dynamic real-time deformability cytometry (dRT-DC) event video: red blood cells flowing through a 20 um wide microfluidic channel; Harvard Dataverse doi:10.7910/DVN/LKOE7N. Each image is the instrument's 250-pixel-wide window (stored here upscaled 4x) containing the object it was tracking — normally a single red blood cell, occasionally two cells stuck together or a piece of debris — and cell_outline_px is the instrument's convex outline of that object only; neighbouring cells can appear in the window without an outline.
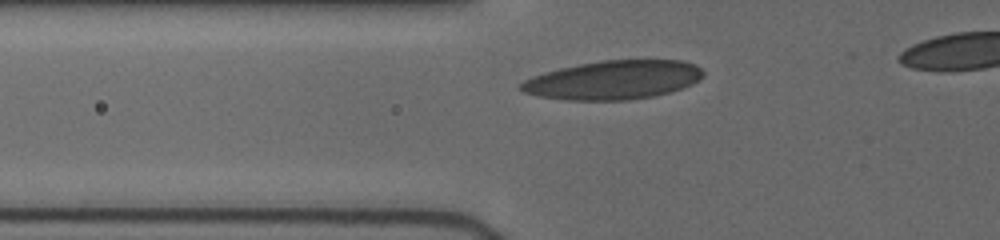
{"species": "human", "species_latin": "Homo sapiens", "temperature_condition": "cold", "stored_images_in_passage": 8, "camera_frame_rate_fps": 3000, "um_per_image_px": 0.085, "donor": {"sex": "female"}, "frame": {"image": 1, "passage_image": 5, "time_ms": 2.333, "image_size_px": [1000, 240], "cell_outline_px": [[704, 76], [700, 80], [692, 84], [656, 96], [624, 100], [568, 100], [540, 96], [524, 92], [520, 88], [520, 84], [524, 80], [532, 76], [544, 72], [560, 68], [600, 60], [684, 60], [696, 64], [704, 72]], "centroid_in_image_um": [52.17, 6.79], "position_along_channel_um": 73.6, "area_um2": 41.21}}
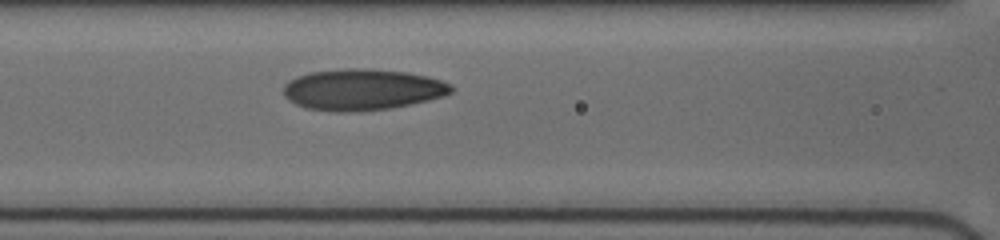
{"frame": {"image": 2, "passage_image": 8, "time_ms": 4.0, "image_size_px": [1000, 240], "cell_outline_px": [[452, 92], [444, 96], [428, 100], [388, 108], [348, 112], [336, 112], [308, 108], [296, 104], [288, 100], [284, 96], [284, 84], [296, 76], [308, 72], [344, 68], [368, 68], [408, 72], [428, 76], [440, 80], [448, 84], [452, 88]], "centroid_in_image_um": [30.76, 7.6], "position_along_channel_um": 135.8, "area_um2": 40.23}}